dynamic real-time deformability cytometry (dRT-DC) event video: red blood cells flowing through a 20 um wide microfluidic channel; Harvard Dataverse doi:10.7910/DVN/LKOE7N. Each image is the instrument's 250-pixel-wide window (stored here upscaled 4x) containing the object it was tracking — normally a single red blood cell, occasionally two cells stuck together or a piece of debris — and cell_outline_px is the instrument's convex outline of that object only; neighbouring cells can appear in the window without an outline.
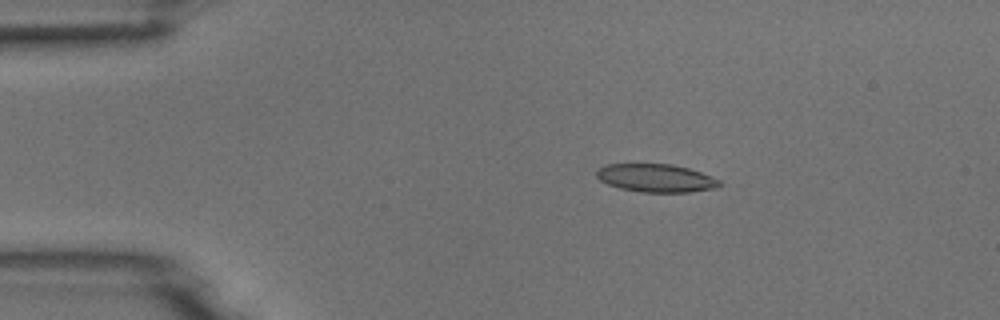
{"species": "common noctule bat (a hibernating species)", "species_latin": "Nyctalus noctula", "temperature_condition": "room temperature", "stored_images_in_passage": 8, "camera_frame_rate_fps": 3000, "um_per_image_px": 0.085, "animal": {"sex": "male", "body_mass_g": 18.8}, "frame": {"image": 1, "passage_image": 3, "time_ms": 0.667, "image_size_px": [1000, 320], "cell_outline_px": [[724, 184], [720, 188], [688, 192], [640, 192], [620, 188], [608, 184], [600, 180], [596, 176], [596, 172], [604, 164], [672, 164], [688, 168], [712, 176], [720, 180]], "centroid_in_image_um": [55.81, 15.14], "position_along_channel_um": 29.2, "area_um2": 20.29}}
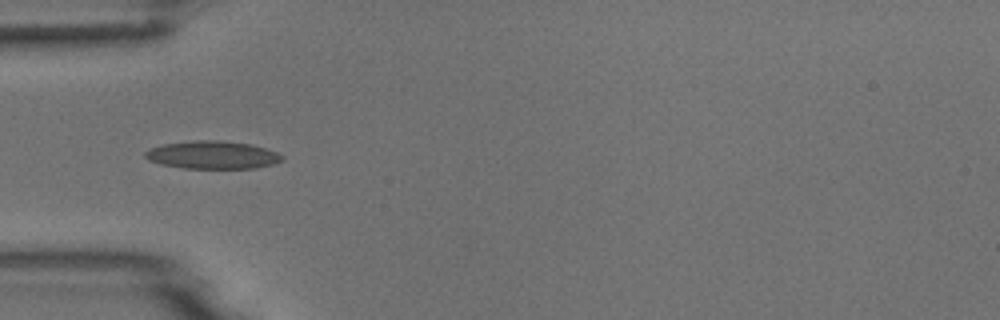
{"frame": {"image": 2, "passage_image": 5, "time_ms": 1.333, "image_size_px": [1000, 320], "cell_outline_px": [[284, 160], [272, 164], [256, 168], [184, 168], [160, 164], [148, 160], [144, 156], [144, 152], [152, 148], [164, 144], [192, 140], [216, 140], [252, 144], [276, 152], [284, 156]], "centroid_in_image_um": [18.06, 13.17], "position_along_channel_um": 66.9, "area_um2": 22.2}}
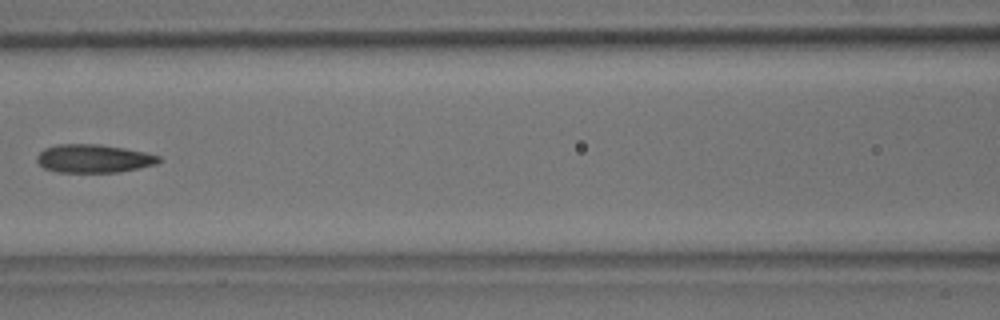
{"frame": {"image": 3, "passage_image": 7, "time_ms": 2.0, "image_size_px": [1000, 320], "cell_outline_px": [[160, 160], [156, 164], [140, 168], [120, 172], [56, 172], [44, 168], [36, 160], [36, 156], [44, 148], [56, 144], [100, 144], [124, 148], [144, 152], [160, 156]], "centroid_in_image_um": [7.94, 13.47], "position_along_channel_um": 158.7, "area_um2": 20.17}}